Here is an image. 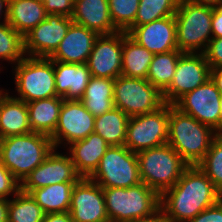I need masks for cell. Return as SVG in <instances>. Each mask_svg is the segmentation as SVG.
I'll use <instances>...</instances> for the list:
<instances>
[{
	"instance_id": "bcb514c9",
	"label": "cell",
	"mask_w": 222,
	"mask_h": 222,
	"mask_svg": "<svg viewBox=\"0 0 222 222\" xmlns=\"http://www.w3.org/2000/svg\"><path fill=\"white\" fill-rule=\"evenodd\" d=\"M3 7H5V8L3 9ZM2 14H4V16ZM2 16L4 17L3 21H7V18H8V2H7V0H0V19Z\"/></svg>"
},
{
	"instance_id": "d4e9b609",
	"label": "cell",
	"mask_w": 222,
	"mask_h": 222,
	"mask_svg": "<svg viewBox=\"0 0 222 222\" xmlns=\"http://www.w3.org/2000/svg\"><path fill=\"white\" fill-rule=\"evenodd\" d=\"M63 97L28 102L29 123L32 132L51 136L58 124Z\"/></svg>"
},
{
	"instance_id": "f1b7e54d",
	"label": "cell",
	"mask_w": 222,
	"mask_h": 222,
	"mask_svg": "<svg viewBox=\"0 0 222 222\" xmlns=\"http://www.w3.org/2000/svg\"><path fill=\"white\" fill-rule=\"evenodd\" d=\"M130 117L118 108L95 117L94 132L109 146L125 145L127 125Z\"/></svg>"
},
{
	"instance_id": "277c9868",
	"label": "cell",
	"mask_w": 222,
	"mask_h": 222,
	"mask_svg": "<svg viewBox=\"0 0 222 222\" xmlns=\"http://www.w3.org/2000/svg\"><path fill=\"white\" fill-rule=\"evenodd\" d=\"M110 222L146 219L160 211V195L141 182L129 188H102Z\"/></svg>"
},
{
	"instance_id": "484cf974",
	"label": "cell",
	"mask_w": 222,
	"mask_h": 222,
	"mask_svg": "<svg viewBox=\"0 0 222 222\" xmlns=\"http://www.w3.org/2000/svg\"><path fill=\"white\" fill-rule=\"evenodd\" d=\"M114 79L91 76L80 101L94 116L98 117L114 108Z\"/></svg>"
},
{
	"instance_id": "ac0fdd59",
	"label": "cell",
	"mask_w": 222,
	"mask_h": 222,
	"mask_svg": "<svg viewBox=\"0 0 222 222\" xmlns=\"http://www.w3.org/2000/svg\"><path fill=\"white\" fill-rule=\"evenodd\" d=\"M126 33L153 54L178 50L174 15L141 26H131Z\"/></svg>"
},
{
	"instance_id": "9c48e42d",
	"label": "cell",
	"mask_w": 222,
	"mask_h": 222,
	"mask_svg": "<svg viewBox=\"0 0 222 222\" xmlns=\"http://www.w3.org/2000/svg\"><path fill=\"white\" fill-rule=\"evenodd\" d=\"M89 178L102 188H129L140 184L137 153L125 145L109 146Z\"/></svg>"
},
{
	"instance_id": "e0dca14e",
	"label": "cell",
	"mask_w": 222,
	"mask_h": 222,
	"mask_svg": "<svg viewBox=\"0 0 222 222\" xmlns=\"http://www.w3.org/2000/svg\"><path fill=\"white\" fill-rule=\"evenodd\" d=\"M55 150L54 148L46 159L20 183L22 192L29 194L34 189L62 182H77L81 178L70 157Z\"/></svg>"
},
{
	"instance_id": "ab89813d",
	"label": "cell",
	"mask_w": 222,
	"mask_h": 222,
	"mask_svg": "<svg viewBox=\"0 0 222 222\" xmlns=\"http://www.w3.org/2000/svg\"><path fill=\"white\" fill-rule=\"evenodd\" d=\"M211 28L213 38L222 37V2L213 8Z\"/></svg>"
},
{
	"instance_id": "3957f363",
	"label": "cell",
	"mask_w": 222,
	"mask_h": 222,
	"mask_svg": "<svg viewBox=\"0 0 222 222\" xmlns=\"http://www.w3.org/2000/svg\"><path fill=\"white\" fill-rule=\"evenodd\" d=\"M50 136L31 132L0 139V162L21 183L53 151Z\"/></svg>"
},
{
	"instance_id": "5b68a950",
	"label": "cell",
	"mask_w": 222,
	"mask_h": 222,
	"mask_svg": "<svg viewBox=\"0 0 222 222\" xmlns=\"http://www.w3.org/2000/svg\"><path fill=\"white\" fill-rule=\"evenodd\" d=\"M140 178L160 196L172 188L189 166L168 144L137 153Z\"/></svg>"
},
{
	"instance_id": "d590c367",
	"label": "cell",
	"mask_w": 222,
	"mask_h": 222,
	"mask_svg": "<svg viewBox=\"0 0 222 222\" xmlns=\"http://www.w3.org/2000/svg\"><path fill=\"white\" fill-rule=\"evenodd\" d=\"M20 190L19 181L13 174L0 162V198L8 199V196L16 194Z\"/></svg>"
},
{
	"instance_id": "b9f144b4",
	"label": "cell",
	"mask_w": 222,
	"mask_h": 222,
	"mask_svg": "<svg viewBox=\"0 0 222 222\" xmlns=\"http://www.w3.org/2000/svg\"><path fill=\"white\" fill-rule=\"evenodd\" d=\"M210 78L222 96V68L211 69Z\"/></svg>"
},
{
	"instance_id": "7c38bea8",
	"label": "cell",
	"mask_w": 222,
	"mask_h": 222,
	"mask_svg": "<svg viewBox=\"0 0 222 222\" xmlns=\"http://www.w3.org/2000/svg\"><path fill=\"white\" fill-rule=\"evenodd\" d=\"M211 68L204 53H183L177 62L170 86L163 92L166 104L173 105L210 78Z\"/></svg>"
},
{
	"instance_id": "5bb4252c",
	"label": "cell",
	"mask_w": 222,
	"mask_h": 222,
	"mask_svg": "<svg viewBox=\"0 0 222 222\" xmlns=\"http://www.w3.org/2000/svg\"><path fill=\"white\" fill-rule=\"evenodd\" d=\"M69 212L73 222H110L102 187L86 177L73 187Z\"/></svg>"
},
{
	"instance_id": "f35d334b",
	"label": "cell",
	"mask_w": 222,
	"mask_h": 222,
	"mask_svg": "<svg viewBox=\"0 0 222 222\" xmlns=\"http://www.w3.org/2000/svg\"><path fill=\"white\" fill-rule=\"evenodd\" d=\"M187 222H222V199Z\"/></svg>"
},
{
	"instance_id": "ba28073f",
	"label": "cell",
	"mask_w": 222,
	"mask_h": 222,
	"mask_svg": "<svg viewBox=\"0 0 222 222\" xmlns=\"http://www.w3.org/2000/svg\"><path fill=\"white\" fill-rule=\"evenodd\" d=\"M113 101L128 117L155 112L166 104L163 93L147 79L124 75L114 79Z\"/></svg>"
},
{
	"instance_id": "83f0119b",
	"label": "cell",
	"mask_w": 222,
	"mask_h": 222,
	"mask_svg": "<svg viewBox=\"0 0 222 222\" xmlns=\"http://www.w3.org/2000/svg\"><path fill=\"white\" fill-rule=\"evenodd\" d=\"M76 182H62L34 189L29 194L45 214L69 212L71 195Z\"/></svg>"
},
{
	"instance_id": "e575fe53",
	"label": "cell",
	"mask_w": 222,
	"mask_h": 222,
	"mask_svg": "<svg viewBox=\"0 0 222 222\" xmlns=\"http://www.w3.org/2000/svg\"><path fill=\"white\" fill-rule=\"evenodd\" d=\"M109 14L118 31L126 32L134 23L140 0H108Z\"/></svg>"
},
{
	"instance_id": "7bdbcfd3",
	"label": "cell",
	"mask_w": 222,
	"mask_h": 222,
	"mask_svg": "<svg viewBox=\"0 0 222 222\" xmlns=\"http://www.w3.org/2000/svg\"><path fill=\"white\" fill-rule=\"evenodd\" d=\"M9 200L0 198V222H8Z\"/></svg>"
},
{
	"instance_id": "f6af8a7d",
	"label": "cell",
	"mask_w": 222,
	"mask_h": 222,
	"mask_svg": "<svg viewBox=\"0 0 222 222\" xmlns=\"http://www.w3.org/2000/svg\"><path fill=\"white\" fill-rule=\"evenodd\" d=\"M185 1L211 8H216L222 2V0H185Z\"/></svg>"
},
{
	"instance_id": "f546056e",
	"label": "cell",
	"mask_w": 222,
	"mask_h": 222,
	"mask_svg": "<svg viewBox=\"0 0 222 222\" xmlns=\"http://www.w3.org/2000/svg\"><path fill=\"white\" fill-rule=\"evenodd\" d=\"M182 54L179 50L154 54L146 79L163 93L171 84Z\"/></svg>"
},
{
	"instance_id": "8992f818",
	"label": "cell",
	"mask_w": 222,
	"mask_h": 222,
	"mask_svg": "<svg viewBox=\"0 0 222 222\" xmlns=\"http://www.w3.org/2000/svg\"><path fill=\"white\" fill-rule=\"evenodd\" d=\"M212 15L213 8L211 7L179 0L174 14L176 44L179 51L182 53L205 52L209 41L213 38L211 35Z\"/></svg>"
},
{
	"instance_id": "d6a6232c",
	"label": "cell",
	"mask_w": 222,
	"mask_h": 222,
	"mask_svg": "<svg viewBox=\"0 0 222 222\" xmlns=\"http://www.w3.org/2000/svg\"><path fill=\"white\" fill-rule=\"evenodd\" d=\"M25 57L23 37L8 24L0 23V59L18 63Z\"/></svg>"
},
{
	"instance_id": "6da1fadb",
	"label": "cell",
	"mask_w": 222,
	"mask_h": 222,
	"mask_svg": "<svg viewBox=\"0 0 222 222\" xmlns=\"http://www.w3.org/2000/svg\"><path fill=\"white\" fill-rule=\"evenodd\" d=\"M222 194L197 166H188L176 184L160 196V210L168 222H187L217 204Z\"/></svg>"
},
{
	"instance_id": "4fadbf2b",
	"label": "cell",
	"mask_w": 222,
	"mask_h": 222,
	"mask_svg": "<svg viewBox=\"0 0 222 222\" xmlns=\"http://www.w3.org/2000/svg\"><path fill=\"white\" fill-rule=\"evenodd\" d=\"M72 23L70 17L46 15L44 21L23 37L25 55L49 58L58 48Z\"/></svg>"
},
{
	"instance_id": "ffe728a7",
	"label": "cell",
	"mask_w": 222,
	"mask_h": 222,
	"mask_svg": "<svg viewBox=\"0 0 222 222\" xmlns=\"http://www.w3.org/2000/svg\"><path fill=\"white\" fill-rule=\"evenodd\" d=\"M57 96L64 100H80L91 78L87 63L54 61Z\"/></svg>"
},
{
	"instance_id": "7402d4cb",
	"label": "cell",
	"mask_w": 222,
	"mask_h": 222,
	"mask_svg": "<svg viewBox=\"0 0 222 222\" xmlns=\"http://www.w3.org/2000/svg\"><path fill=\"white\" fill-rule=\"evenodd\" d=\"M71 19L98 35L118 32L110 18L108 0H74Z\"/></svg>"
},
{
	"instance_id": "8d00e7d4",
	"label": "cell",
	"mask_w": 222,
	"mask_h": 222,
	"mask_svg": "<svg viewBox=\"0 0 222 222\" xmlns=\"http://www.w3.org/2000/svg\"><path fill=\"white\" fill-rule=\"evenodd\" d=\"M47 15L56 14L72 17L74 0H41Z\"/></svg>"
},
{
	"instance_id": "1f68e13d",
	"label": "cell",
	"mask_w": 222,
	"mask_h": 222,
	"mask_svg": "<svg viewBox=\"0 0 222 222\" xmlns=\"http://www.w3.org/2000/svg\"><path fill=\"white\" fill-rule=\"evenodd\" d=\"M179 0H140L132 26H141L157 19L173 16Z\"/></svg>"
},
{
	"instance_id": "c3c4849f",
	"label": "cell",
	"mask_w": 222,
	"mask_h": 222,
	"mask_svg": "<svg viewBox=\"0 0 222 222\" xmlns=\"http://www.w3.org/2000/svg\"><path fill=\"white\" fill-rule=\"evenodd\" d=\"M13 1H16V0H7L8 3L13 2Z\"/></svg>"
},
{
	"instance_id": "9a60e30c",
	"label": "cell",
	"mask_w": 222,
	"mask_h": 222,
	"mask_svg": "<svg viewBox=\"0 0 222 222\" xmlns=\"http://www.w3.org/2000/svg\"><path fill=\"white\" fill-rule=\"evenodd\" d=\"M94 123L95 117L80 100H63L57 127L50 136L54 148L57 149L62 141H67L64 143L68 145L85 139L94 132Z\"/></svg>"
},
{
	"instance_id": "30bf717a",
	"label": "cell",
	"mask_w": 222,
	"mask_h": 222,
	"mask_svg": "<svg viewBox=\"0 0 222 222\" xmlns=\"http://www.w3.org/2000/svg\"><path fill=\"white\" fill-rule=\"evenodd\" d=\"M169 104L152 113L130 117L125 146L138 153L168 142Z\"/></svg>"
},
{
	"instance_id": "60d3db41",
	"label": "cell",
	"mask_w": 222,
	"mask_h": 222,
	"mask_svg": "<svg viewBox=\"0 0 222 222\" xmlns=\"http://www.w3.org/2000/svg\"><path fill=\"white\" fill-rule=\"evenodd\" d=\"M42 222H73L70 212L45 214Z\"/></svg>"
},
{
	"instance_id": "2e32d148",
	"label": "cell",
	"mask_w": 222,
	"mask_h": 222,
	"mask_svg": "<svg viewBox=\"0 0 222 222\" xmlns=\"http://www.w3.org/2000/svg\"><path fill=\"white\" fill-rule=\"evenodd\" d=\"M123 31L99 35L87 61L91 76L116 79L122 73Z\"/></svg>"
},
{
	"instance_id": "d6986e66",
	"label": "cell",
	"mask_w": 222,
	"mask_h": 222,
	"mask_svg": "<svg viewBox=\"0 0 222 222\" xmlns=\"http://www.w3.org/2000/svg\"><path fill=\"white\" fill-rule=\"evenodd\" d=\"M98 36L96 32L72 23L58 48L49 58L63 63H87Z\"/></svg>"
},
{
	"instance_id": "4dcf8cb0",
	"label": "cell",
	"mask_w": 222,
	"mask_h": 222,
	"mask_svg": "<svg viewBox=\"0 0 222 222\" xmlns=\"http://www.w3.org/2000/svg\"><path fill=\"white\" fill-rule=\"evenodd\" d=\"M14 199H9L8 222H42L45 216L43 209L30 194L19 190Z\"/></svg>"
},
{
	"instance_id": "7a4b0ae2",
	"label": "cell",
	"mask_w": 222,
	"mask_h": 222,
	"mask_svg": "<svg viewBox=\"0 0 222 222\" xmlns=\"http://www.w3.org/2000/svg\"><path fill=\"white\" fill-rule=\"evenodd\" d=\"M217 136L210 126L169 104L168 144L189 165H198Z\"/></svg>"
},
{
	"instance_id": "52a82bcc",
	"label": "cell",
	"mask_w": 222,
	"mask_h": 222,
	"mask_svg": "<svg viewBox=\"0 0 222 222\" xmlns=\"http://www.w3.org/2000/svg\"><path fill=\"white\" fill-rule=\"evenodd\" d=\"M15 84L25 103L57 96L54 61L46 57H24L15 64Z\"/></svg>"
},
{
	"instance_id": "4316f807",
	"label": "cell",
	"mask_w": 222,
	"mask_h": 222,
	"mask_svg": "<svg viewBox=\"0 0 222 222\" xmlns=\"http://www.w3.org/2000/svg\"><path fill=\"white\" fill-rule=\"evenodd\" d=\"M154 54L123 32L121 75L146 79Z\"/></svg>"
},
{
	"instance_id": "603a6c76",
	"label": "cell",
	"mask_w": 222,
	"mask_h": 222,
	"mask_svg": "<svg viewBox=\"0 0 222 222\" xmlns=\"http://www.w3.org/2000/svg\"><path fill=\"white\" fill-rule=\"evenodd\" d=\"M27 104L0 91V139L31 133Z\"/></svg>"
},
{
	"instance_id": "cb8c5ba5",
	"label": "cell",
	"mask_w": 222,
	"mask_h": 222,
	"mask_svg": "<svg viewBox=\"0 0 222 222\" xmlns=\"http://www.w3.org/2000/svg\"><path fill=\"white\" fill-rule=\"evenodd\" d=\"M41 0H16L8 3L7 22L22 37L46 19Z\"/></svg>"
},
{
	"instance_id": "7dc6e473",
	"label": "cell",
	"mask_w": 222,
	"mask_h": 222,
	"mask_svg": "<svg viewBox=\"0 0 222 222\" xmlns=\"http://www.w3.org/2000/svg\"><path fill=\"white\" fill-rule=\"evenodd\" d=\"M220 135H222V99L220 105Z\"/></svg>"
},
{
	"instance_id": "ee69618b",
	"label": "cell",
	"mask_w": 222,
	"mask_h": 222,
	"mask_svg": "<svg viewBox=\"0 0 222 222\" xmlns=\"http://www.w3.org/2000/svg\"><path fill=\"white\" fill-rule=\"evenodd\" d=\"M128 222H168L165 218V215L160 210L158 213H156L154 216L146 218V219H139L134 221H128Z\"/></svg>"
},
{
	"instance_id": "74e56055",
	"label": "cell",
	"mask_w": 222,
	"mask_h": 222,
	"mask_svg": "<svg viewBox=\"0 0 222 222\" xmlns=\"http://www.w3.org/2000/svg\"><path fill=\"white\" fill-rule=\"evenodd\" d=\"M204 55L211 69L222 68V37L212 38Z\"/></svg>"
},
{
	"instance_id": "8fae6325",
	"label": "cell",
	"mask_w": 222,
	"mask_h": 222,
	"mask_svg": "<svg viewBox=\"0 0 222 222\" xmlns=\"http://www.w3.org/2000/svg\"><path fill=\"white\" fill-rule=\"evenodd\" d=\"M221 93L209 78L193 91L184 94L173 105L220 135Z\"/></svg>"
},
{
	"instance_id": "44dd1931",
	"label": "cell",
	"mask_w": 222,
	"mask_h": 222,
	"mask_svg": "<svg viewBox=\"0 0 222 222\" xmlns=\"http://www.w3.org/2000/svg\"><path fill=\"white\" fill-rule=\"evenodd\" d=\"M69 146V157L76 172L86 178H89L98 168L101 158L109 147L95 132L90 133L85 139L72 142Z\"/></svg>"
},
{
	"instance_id": "836d02e7",
	"label": "cell",
	"mask_w": 222,
	"mask_h": 222,
	"mask_svg": "<svg viewBox=\"0 0 222 222\" xmlns=\"http://www.w3.org/2000/svg\"><path fill=\"white\" fill-rule=\"evenodd\" d=\"M197 166L222 194V135L212 140L204 159Z\"/></svg>"
}]
</instances>
